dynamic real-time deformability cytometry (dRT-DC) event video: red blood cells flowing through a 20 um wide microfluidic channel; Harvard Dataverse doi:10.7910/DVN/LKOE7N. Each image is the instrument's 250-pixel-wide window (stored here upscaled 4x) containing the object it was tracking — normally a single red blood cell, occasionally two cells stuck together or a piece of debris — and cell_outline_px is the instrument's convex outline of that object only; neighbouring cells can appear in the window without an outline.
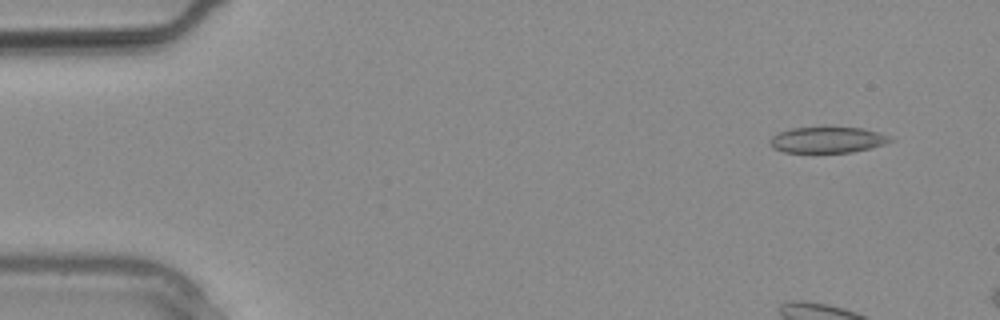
{"species": "common noctule bat (a hibernating species)", "species_latin": "Nyctalus noctula", "temperature_condition": "warm", "stored_images_in_passage": 2, "camera_frame_rate_fps": 3000, "um_per_image_px": 0.085, "animal": {"sex": "male", "body_mass_g": 20.4}, "frame": {"image": 1, "passage_image": 1, "time_ms": 0.0, "image_size_px": [1000, 320], "cell_outline_px": [[896, 140], [872, 148], [852, 152], [784, 152], [772, 148], [768, 144], [768, 140], [772, 136], [780, 132], [792, 128], [824, 124], [864, 128], [880, 132], [892, 136]], "centroid_in_image_um": [70.37, 11.83], "position_along_channel_um": 14.6, "area_um2": 19.36}}